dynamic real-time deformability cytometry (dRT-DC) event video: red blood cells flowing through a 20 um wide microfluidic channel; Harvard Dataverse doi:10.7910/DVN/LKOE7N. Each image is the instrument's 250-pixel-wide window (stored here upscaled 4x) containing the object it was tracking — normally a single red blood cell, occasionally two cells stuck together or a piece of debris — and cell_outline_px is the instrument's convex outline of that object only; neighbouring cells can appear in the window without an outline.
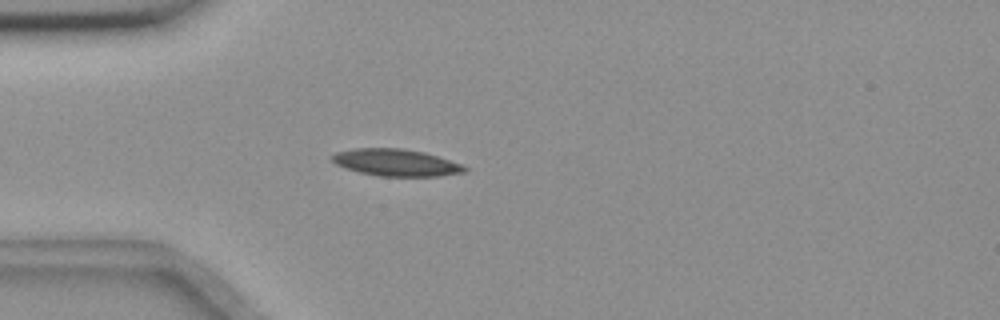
{"species": "common noctule bat (a hibernating species)", "species_latin": "Nyctalus noctula", "temperature_condition": "room temperature", "stored_images_in_passage": 55, "camera_frame_rate_fps": 3000, "um_per_image_px": 0.085, "animal": {"sex": "female", "body_mass_g": 18.4}, "frame": {"image": 1, "passage_image": 15, "time_ms": 4.667, "image_size_px": [1000, 320], "cell_outline_px": [[468, 168], [464, 172], [440, 176], [380, 176], [360, 172], [336, 164], [332, 160], [332, 156], [336, 152], [352, 148], [404, 148], [424, 152], [460, 164]], "centroid_in_image_um": [33.65, 13.81], "position_along_channel_um": 51.4, "area_um2": 20.58}}
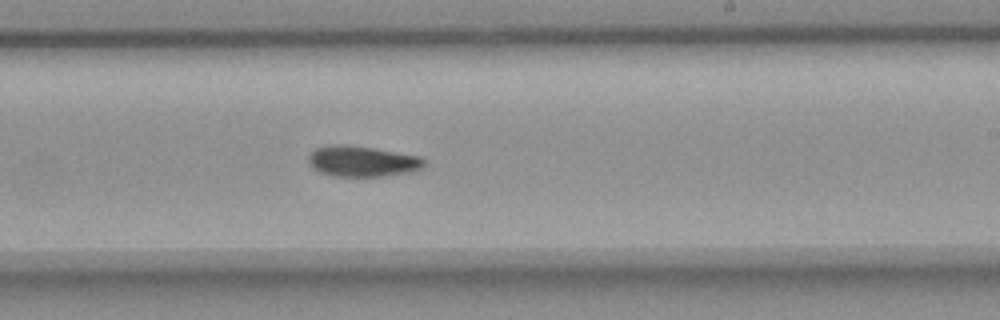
{"frame": {"image": 2, "passage_image": 33, "time_ms": 10.667, "image_size_px": [1000, 320], "cell_outline_px": [[428, 164], [424, 168], [412, 172], [384, 176], [332, 176], [320, 172], [312, 168], [308, 164], [308, 156], [316, 148], [340, 144], [372, 148], [420, 156], [428, 160]], "centroid_in_image_um": [30.86, 13.73], "position_along_channel_um": 258.1, "area_um2": 20.87}}
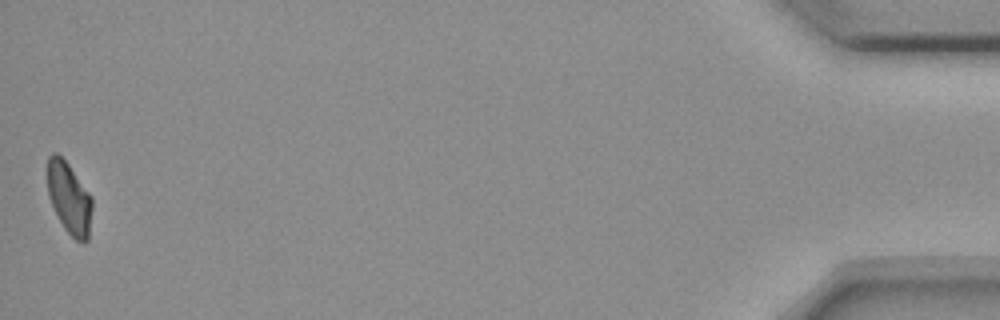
{"frame": {"image": 3, "passage_image": 55, "time_ms": 18.0, "image_size_px": [1000, 320], "cell_outline_px": [[92, 208], [88, 240], [84, 244], [76, 240], [64, 228], [48, 196], [48, 156], [52, 152], [56, 152], [68, 164], [92, 196]], "centroid_in_image_um": [5.9, 16.85], "position_along_channel_um": 429.3, "area_um2": 18.5}, "authors_computed_cell_mechanics": {"area_um2": 19.7676, "velocity_mm_per_s": 3.6247, "shape_relaxation_time_tau1_ms": 10.9966, "shape_relaxation_time_tau2_ms": null, "deformation_change_tau1": 0.176, "deformation_change_tau2": null}}